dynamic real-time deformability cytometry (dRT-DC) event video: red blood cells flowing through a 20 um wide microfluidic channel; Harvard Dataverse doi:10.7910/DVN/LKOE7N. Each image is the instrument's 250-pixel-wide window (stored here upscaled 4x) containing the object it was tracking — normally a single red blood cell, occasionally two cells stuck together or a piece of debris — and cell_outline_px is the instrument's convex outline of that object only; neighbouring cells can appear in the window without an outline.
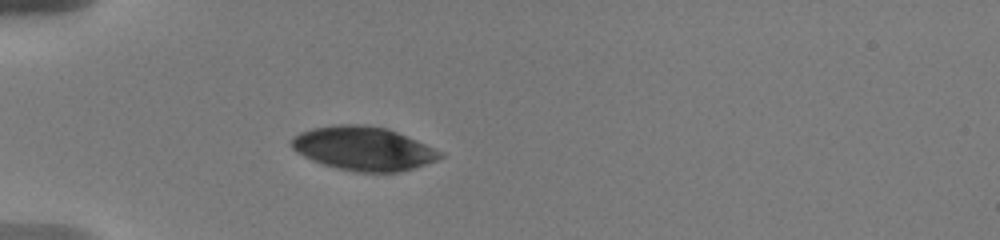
{"species": "human", "species_latin": "Homo sapiens", "temperature_condition": "warm", "stored_images_in_passage": 36, "camera_frame_rate_fps": 3000, "um_per_image_px": 0.085, "donor": {"sex": "male"}, "frame": {"image": 1, "passage_image": 1, "time_ms": 0.0, "image_size_px": [1000, 240], "cell_outline_px": [[444, 156], [436, 160], [400, 172], [356, 172], [324, 164], [312, 160], [296, 152], [292, 148], [292, 140], [300, 132], [316, 128], [340, 124], [364, 124], [388, 128], [444, 152]], "centroid_in_image_um": [30.92, 12.62], "position_along_channel_um": 54.1, "area_um2": 37.51}}
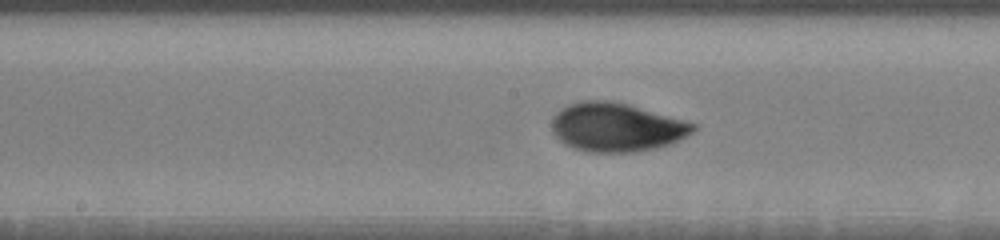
{"frame": {"image": 2, "passage_image": 13, "time_ms": 4.333, "image_size_px": [1000, 240], "cell_outline_px": [[696, 128], [692, 132], [680, 140], [668, 144], [652, 148], [632, 152], [592, 152], [572, 148], [564, 144], [552, 132], [552, 116], [560, 108], [568, 104], [580, 100], [612, 100], [628, 104], [684, 120], [696, 124]], "centroid_in_image_um": [52.35, 10.79], "position_along_channel_um": 195.9, "area_um2": 40.17}}
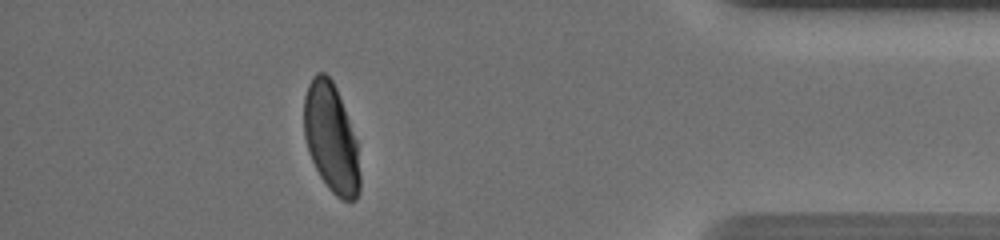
{"frame": {"image": 3, "passage_image": 32, "time_ms": 11.0, "image_size_px": [1000, 240], "cell_outline_px": [[360, 192], [356, 200], [344, 200], [336, 196], [328, 188], [320, 176], [308, 152], [304, 136], [304, 96], [308, 84], [312, 76], [316, 72], [324, 72], [332, 80], [336, 88], [344, 108], [356, 140], [360, 176]], "centroid_in_image_um": [28.13, 11.74], "position_along_channel_um": 407.1, "area_um2": 35.43}, "authors_computed_cell_mechanics": {"area_um2": 39.0439, "velocity_mm_per_s": 3.669, "shape_relaxation_time_tau1_ms": 3.6823, "shape_relaxation_time_tau2_ms": 0.8561, "deformation_change_tau1": 0.1466, "deformation_change_tau2": 0.0387}}